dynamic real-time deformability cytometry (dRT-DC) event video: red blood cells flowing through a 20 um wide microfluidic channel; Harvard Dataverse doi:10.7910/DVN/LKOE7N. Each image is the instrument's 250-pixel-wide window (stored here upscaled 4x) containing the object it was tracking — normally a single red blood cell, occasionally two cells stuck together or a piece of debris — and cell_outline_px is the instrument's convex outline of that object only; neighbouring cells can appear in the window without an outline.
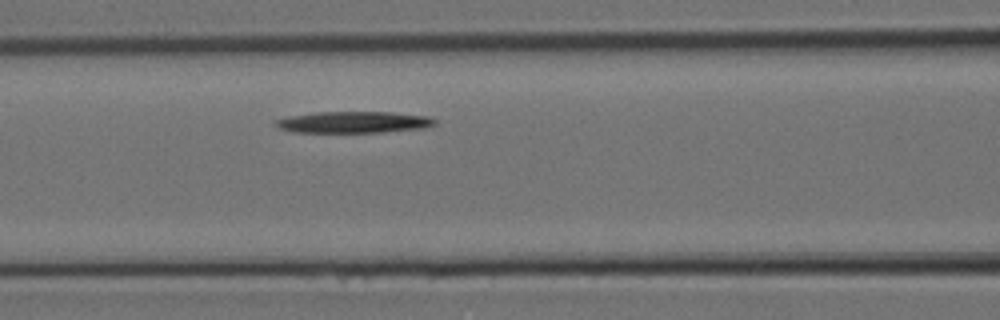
{"species": "Egyptian fruit bat (a non-hibernating species)", "species_latin": "Rousettus aegyptiacus", "temperature_condition": "room temperature", "stored_images_in_passage": 5, "segment_of_instrument_passage": [1, 2], "camera_frame_rate_fps": 3000, "um_per_image_px": 0.085, "animal": {"sex": "female"}, "frame": {"image": 1, "passage_image": 4, "time_ms": 1.0, "image_size_px": [1000, 320], "cell_outline_px": [[436, 124], [424, 128], [384, 132], [292, 132], [280, 128], [272, 124], [276, 120], [288, 116], [316, 112], [392, 112], [428, 116], [436, 120]], "centroid_in_image_um": [30.05, 10.38], "position_along_channel_um": 136.5, "area_um2": 20.0}}